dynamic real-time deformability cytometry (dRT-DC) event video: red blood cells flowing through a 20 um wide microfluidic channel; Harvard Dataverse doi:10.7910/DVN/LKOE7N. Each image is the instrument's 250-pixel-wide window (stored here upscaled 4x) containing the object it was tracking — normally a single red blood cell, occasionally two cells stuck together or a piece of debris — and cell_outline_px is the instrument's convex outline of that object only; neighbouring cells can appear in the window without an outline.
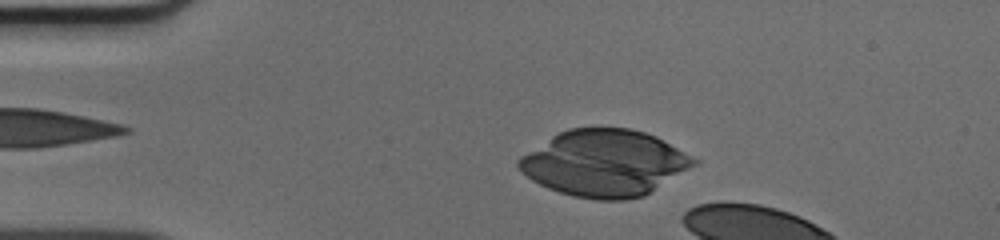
{"species": "human", "species_latin": "Homo sapiens", "temperature_condition": "cold", "stored_images_in_passage": 9, "camera_frame_rate_fps": 3000, "um_per_image_px": 0.085, "donor": {"sex": "male"}, "frame": {"image": 1, "passage_image": 4, "time_ms": 1.0, "image_size_px": [1000, 240], "cell_outline_px": [[700, 160], [696, 164], [644, 196], [624, 200], [596, 200], [572, 196], [548, 188], [532, 180], [516, 164], [516, 160], [520, 156], [552, 136], [568, 128], [632, 128], [656, 136]], "centroid_in_image_um": [51.39, 13.86], "position_along_channel_um": 33.6, "area_um2": 67.45}}